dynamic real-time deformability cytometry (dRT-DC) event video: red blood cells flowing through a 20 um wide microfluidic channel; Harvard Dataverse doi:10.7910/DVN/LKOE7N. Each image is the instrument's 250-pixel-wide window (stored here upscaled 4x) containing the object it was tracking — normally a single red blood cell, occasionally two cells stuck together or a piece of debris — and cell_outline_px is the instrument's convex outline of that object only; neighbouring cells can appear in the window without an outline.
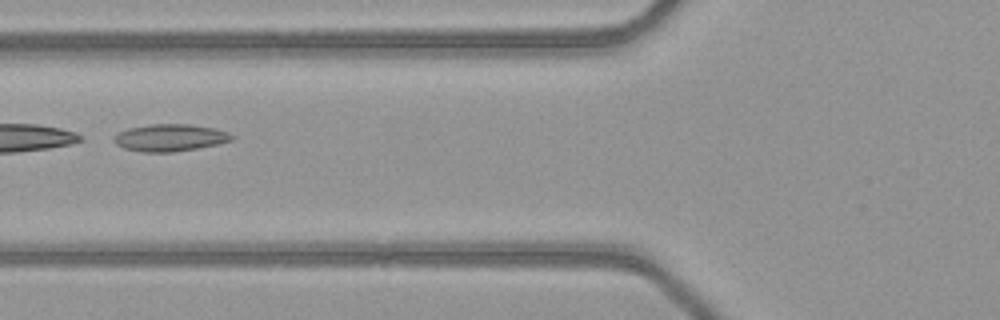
{"species": "common noctule bat (a hibernating species)", "species_latin": "Nyctalus noctula", "temperature_condition": "warm", "stored_images_in_passage": 50, "camera_frame_rate_fps": 3000, "um_per_image_px": 0.085, "animal": {"sex": "female", "body_mass_g": 21.9}, "frame": {"image": 1, "passage_image": 20, "time_ms": 6.333, "image_size_px": [1000, 320], "cell_outline_px": [[236, 136], [232, 140], [220, 144], [172, 152], [140, 152], [124, 148], [116, 144], [112, 140], [112, 136], [128, 128], [152, 124], [188, 124], [216, 128], [228, 132]], "centroid_in_image_um": [14.46, 11.7], "position_along_channel_um": 111.3, "area_um2": 18.79}}
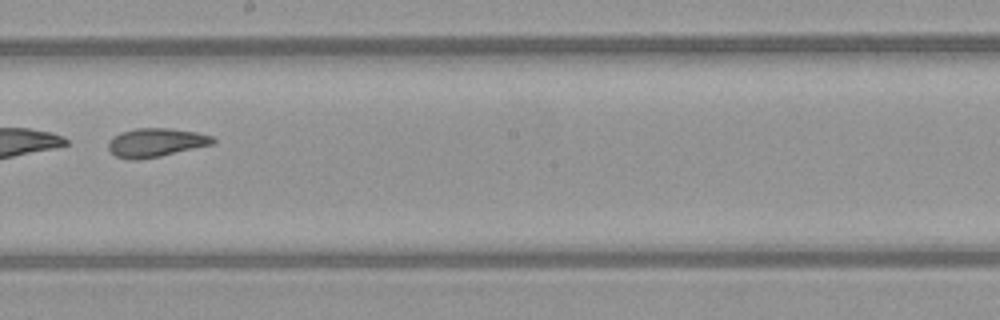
{"frame": {"image": 2, "passage_image": 29, "time_ms": 9.333, "image_size_px": [1000, 320], "cell_outline_px": [[216, 140], [212, 144], [160, 156], [140, 160], [128, 160], [116, 156], [108, 148], [108, 140], [112, 136], [120, 132], [136, 128], [168, 128], [196, 132], [212, 136]], "centroid_in_image_um": [13.19, 12.11], "position_along_channel_um": 235.0, "area_um2": 17.51}}
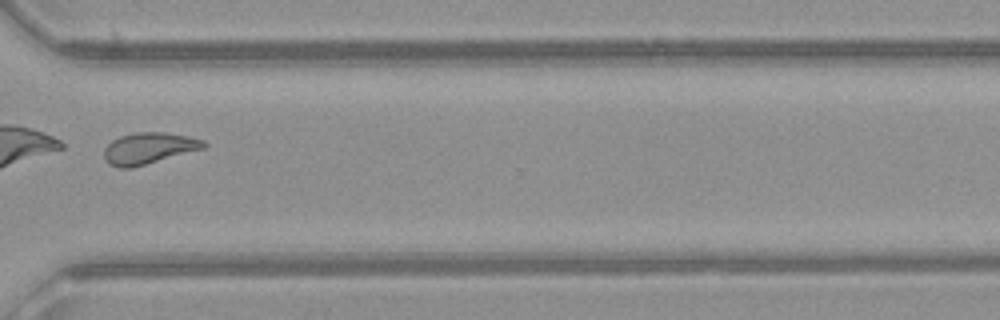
{"frame": {"image": 3, "passage_image": 38, "time_ms": 12.333, "image_size_px": [1000, 320], "cell_outline_px": [[208, 144], [204, 148], [132, 168], [120, 168], [108, 164], [104, 160], [104, 148], [112, 140], [120, 136], [136, 132], [164, 132], [188, 136], [204, 140]], "centroid_in_image_um": [12.62, 12.6], "position_along_channel_um": 358.0, "area_um2": 18.26}}